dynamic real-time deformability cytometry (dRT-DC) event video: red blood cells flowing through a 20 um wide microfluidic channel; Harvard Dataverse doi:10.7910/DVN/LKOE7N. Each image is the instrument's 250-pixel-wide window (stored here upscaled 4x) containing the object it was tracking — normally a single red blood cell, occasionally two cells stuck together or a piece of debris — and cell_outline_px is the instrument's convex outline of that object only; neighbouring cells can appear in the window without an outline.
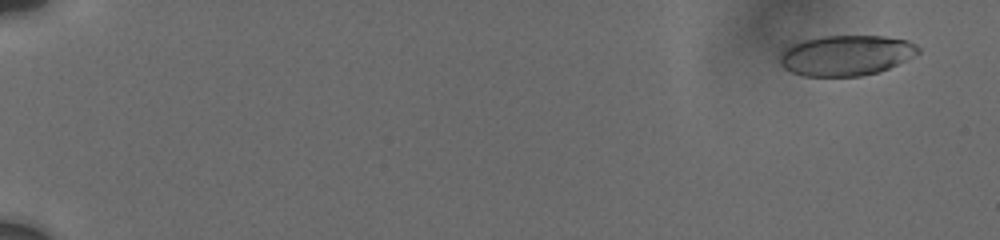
{"species": "human", "species_latin": "Homo sapiens", "temperature_condition": "cold", "stored_images_in_passage": 34, "camera_frame_rate_fps": 3000, "um_per_image_px": 0.085, "donor": {"sex": "male"}, "frame": {"image": 1, "passage_image": 5, "time_ms": 1.0, "image_size_px": [1000, 240], "cell_outline_px": [[920, 52], [880, 72], [860, 76], [804, 76], [792, 72], [784, 68], [780, 64], [780, 56], [792, 44], [804, 40], [820, 36], [884, 36], [904, 40], [916, 44], [920, 48]], "centroid_in_image_um": [71.92, 4.71], "position_along_channel_um": 13.1, "area_um2": 32.25}}
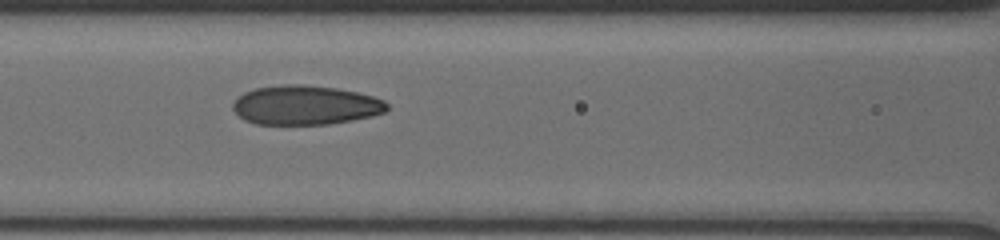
{"frame": {"image": 2, "passage_image": 30, "time_ms": 9.333, "image_size_px": [1000, 240], "cell_outline_px": [[388, 108], [384, 112], [372, 116], [352, 120], [328, 124], [256, 124], [244, 120], [232, 108], [232, 104], [236, 96], [244, 92], [256, 88], [280, 84], [300, 84], [336, 88], [356, 92], [372, 96], [384, 100], [388, 104]], "centroid_in_image_um": [25.93, 8.93], "position_along_channel_um": 140.7, "area_um2": 35.37}}
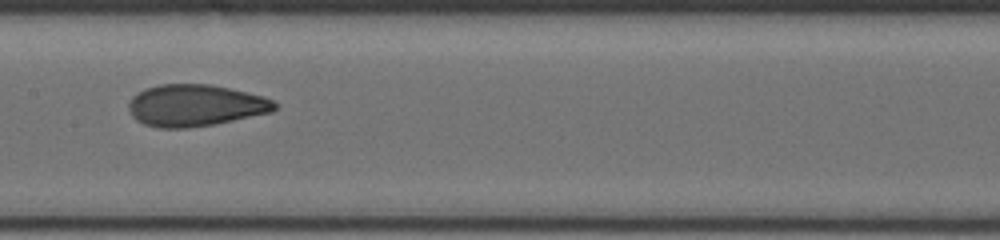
{"frame": {"image": 3, "passage_image": 33, "time_ms": 10.667, "image_size_px": [1000, 240], "cell_outline_px": [[276, 108], [272, 112], [216, 124], [188, 128], [156, 128], [144, 124], [136, 120], [132, 116], [128, 108], [128, 104], [132, 96], [144, 88], [160, 84], [208, 84], [228, 88], [264, 96], [272, 100], [276, 104]], "centroid_in_image_um": [16.57, 8.97], "position_along_channel_um": 190.8, "area_um2": 35.72}}